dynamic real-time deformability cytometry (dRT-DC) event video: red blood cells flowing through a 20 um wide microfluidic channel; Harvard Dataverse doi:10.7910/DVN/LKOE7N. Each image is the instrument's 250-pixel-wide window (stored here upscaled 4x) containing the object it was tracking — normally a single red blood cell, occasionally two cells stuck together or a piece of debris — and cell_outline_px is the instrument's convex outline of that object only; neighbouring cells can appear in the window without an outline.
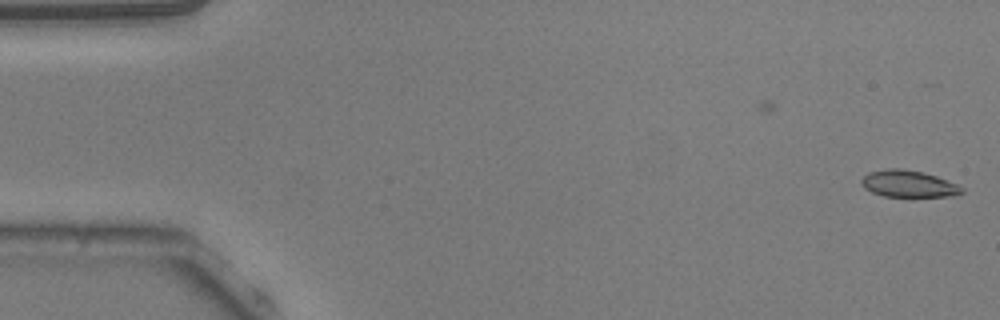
{"species": "common noctule bat (a hibernating species)", "species_latin": "Nyctalus noctula", "temperature_condition": "warm", "stored_images_in_passage": 5, "camera_frame_rate_fps": 3000, "um_per_image_px": 0.085, "animal": {"sex": "male", "body_mass_g": 20.5, "forearm_length_mm": 52.5}, "frame": {"image": 1, "passage_image": 5, "time_ms": 1.333, "image_size_px": [1000, 320], "cell_outline_px": [[964, 192], [952, 196], [884, 196], [872, 192], [864, 188], [860, 184], [860, 180], [868, 172], [888, 168], [900, 168], [924, 172], [936, 176], [956, 184], [964, 188]], "centroid_in_image_um": [77.19, 15.61], "position_along_channel_um": 7.8, "area_um2": 15.66}}